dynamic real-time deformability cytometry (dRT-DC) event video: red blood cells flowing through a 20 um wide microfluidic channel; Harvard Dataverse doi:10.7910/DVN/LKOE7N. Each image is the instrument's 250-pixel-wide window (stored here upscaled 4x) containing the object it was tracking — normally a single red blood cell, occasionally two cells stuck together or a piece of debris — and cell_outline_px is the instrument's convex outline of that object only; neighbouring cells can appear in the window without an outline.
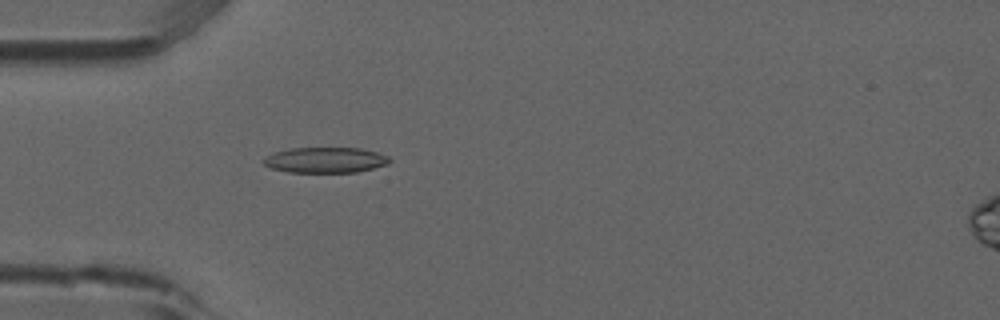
{"species": "common noctule bat (a hibernating species)", "species_latin": "Nyctalus noctula", "temperature_condition": "room temperature", "stored_images_in_passage": 5, "camera_frame_rate_fps": 3000, "um_per_image_px": 0.085, "animal": {"sex": "male", "forearm_length_mm": 52.5}, "frame": {"image": 1, "passage_image": 4, "time_ms": 1.0, "image_size_px": [1000, 320], "cell_outline_px": [[392, 160], [388, 164], [356, 172], [288, 172], [272, 168], [264, 164], [264, 160], [268, 156], [276, 152], [292, 148], [360, 148], [376, 152], [388, 156]], "centroid_in_image_um": [27.7, 13.6], "position_along_channel_um": 57.3, "area_um2": 18.5}}